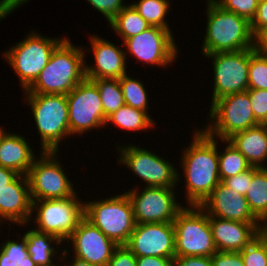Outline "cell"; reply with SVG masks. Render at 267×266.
<instances>
[{"label":"cell","mask_w":267,"mask_h":266,"mask_svg":"<svg viewBox=\"0 0 267 266\" xmlns=\"http://www.w3.org/2000/svg\"><path fill=\"white\" fill-rule=\"evenodd\" d=\"M255 167H267V127L263 124L233 134L227 139Z\"/></svg>","instance_id":"603a6c76"},{"label":"cell","mask_w":267,"mask_h":266,"mask_svg":"<svg viewBox=\"0 0 267 266\" xmlns=\"http://www.w3.org/2000/svg\"><path fill=\"white\" fill-rule=\"evenodd\" d=\"M98 90L104 109L105 119L123 105L125 100L119 79H93Z\"/></svg>","instance_id":"f546056e"},{"label":"cell","mask_w":267,"mask_h":266,"mask_svg":"<svg viewBox=\"0 0 267 266\" xmlns=\"http://www.w3.org/2000/svg\"><path fill=\"white\" fill-rule=\"evenodd\" d=\"M19 175L14 170L0 166V190L12 183Z\"/></svg>","instance_id":"bcb514c9"},{"label":"cell","mask_w":267,"mask_h":266,"mask_svg":"<svg viewBox=\"0 0 267 266\" xmlns=\"http://www.w3.org/2000/svg\"><path fill=\"white\" fill-rule=\"evenodd\" d=\"M39 154L27 173L31 200L65 199L74 196L76 190L65 173L64 166L59 163L58 152L41 151Z\"/></svg>","instance_id":"30bf717a"},{"label":"cell","mask_w":267,"mask_h":266,"mask_svg":"<svg viewBox=\"0 0 267 266\" xmlns=\"http://www.w3.org/2000/svg\"><path fill=\"white\" fill-rule=\"evenodd\" d=\"M0 266H17V262L6 258V254L0 249Z\"/></svg>","instance_id":"7dc6e473"},{"label":"cell","mask_w":267,"mask_h":266,"mask_svg":"<svg viewBox=\"0 0 267 266\" xmlns=\"http://www.w3.org/2000/svg\"><path fill=\"white\" fill-rule=\"evenodd\" d=\"M24 236L26 238L28 255L37 266H56L58 263L56 264L55 262L54 264L53 258L57 256H59L57 259L61 260L62 264H64L63 261H65L69 250L62 248V252L58 254L59 251H57V247H54V243L63 246L62 244H64V242L57 236L49 233H42L35 229H29Z\"/></svg>","instance_id":"cb8c5ba5"},{"label":"cell","mask_w":267,"mask_h":266,"mask_svg":"<svg viewBox=\"0 0 267 266\" xmlns=\"http://www.w3.org/2000/svg\"><path fill=\"white\" fill-rule=\"evenodd\" d=\"M153 120L147 112L125 104L107 117L105 127L111 123L122 130L140 132V130L154 128L155 122Z\"/></svg>","instance_id":"484cf974"},{"label":"cell","mask_w":267,"mask_h":266,"mask_svg":"<svg viewBox=\"0 0 267 266\" xmlns=\"http://www.w3.org/2000/svg\"><path fill=\"white\" fill-rule=\"evenodd\" d=\"M137 266H174V258L167 257H136Z\"/></svg>","instance_id":"7bdbcfd3"},{"label":"cell","mask_w":267,"mask_h":266,"mask_svg":"<svg viewBox=\"0 0 267 266\" xmlns=\"http://www.w3.org/2000/svg\"><path fill=\"white\" fill-rule=\"evenodd\" d=\"M29 0H0V21Z\"/></svg>","instance_id":"f6af8a7d"},{"label":"cell","mask_w":267,"mask_h":266,"mask_svg":"<svg viewBox=\"0 0 267 266\" xmlns=\"http://www.w3.org/2000/svg\"><path fill=\"white\" fill-rule=\"evenodd\" d=\"M204 56L212 59L214 70L212 103L226 95L248 90L250 49Z\"/></svg>","instance_id":"5bb4252c"},{"label":"cell","mask_w":267,"mask_h":266,"mask_svg":"<svg viewBox=\"0 0 267 266\" xmlns=\"http://www.w3.org/2000/svg\"><path fill=\"white\" fill-rule=\"evenodd\" d=\"M253 35L260 29L267 26V0H259V4L250 22Z\"/></svg>","instance_id":"60d3db41"},{"label":"cell","mask_w":267,"mask_h":266,"mask_svg":"<svg viewBox=\"0 0 267 266\" xmlns=\"http://www.w3.org/2000/svg\"><path fill=\"white\" fill-rule=\"evenodd\" d=\"M267 127V118L261 123Z\"/></svg>","instance_id":"f5cc1de1"},{"label":"cell","mask_w":267,"mask_h":266,"mask_svg":"<svg viewBox=\"0 0 267 266\" xmlns=\"http://www.w3.org/2000/svg\"><path fill=\"white\" fill-rule=\"evenodd\" d=\"M173 222L136 224L125 245L136 257L175 258Z\"/></svg>","instance_id":"2e32d148"},{"label":"cell","mask_w":267,"mask_h":266,"mask_svg":"<svg viewBox=\"0 0 267 266\" xmlns=\"http://www.w3.org/2000/svg\"><path fill=\"white\" fill-rule=\"evenodd\" d=\"M248 89L267 90V55L250 48Z\"/></svg>","instance_id":"1f68e13d"},{"label":"cell","mask_w":267,"mask_h":266,"mask_svg":"<svg viewBox=\"0 0 267 266\" xmlns=\"http://www.w3.org/2000/svg\"><path fill=\"white\" fill-rule=\"evenodd\" d=\"M172 33L168 29L151 26L140 34L125 39L121 47L126 46L125 54L134 56L136 61H143L144 65L167 67L179 57Z\"/></svg>","instance_id":"9a60e30c"},{"label":"cell","mask_w":267,"mask_h":266,"mask_svg":"<svg viewBox=\"0 0 267 266\" xmlns=\"http://www.w3.org/2000/svg\"><path fill=\"white\" fill-rule=\"evenodd\" d=\"M32 200L27 175H19L0 190V224L4 221L18 226L31 223ZM4 220V221H3ZM28 224V225H27Z\"/></svg>","instance_id":"ffe728a7"},{"label":"cell","mask_w":267,"mask_h":266,"mask_svg":"<svg viewBox=\"0 0 267 266\" xmlns=\"http://www.w3.org/2000/svg\"><path fill=\"white\" fill-rule=\"evenodd\" d=\"M90 51L76 47L65 38L52 52L48 64L36 80L25 90V94L67 95L85 78V54Z\"/></svg>","instance_id":"7a4b0ae2"},{"label":"cell","mask_w":267,"mask_h":266,"mask_svg":"<svg viewBox=\"0 0 267 266\" xmlns=\"http://www.w3.org/2000/svg\"><path fill=\"white\" fill-rule=\"evenodd\" d=\"M245 266H267V257L263 244L255 238L240 251Z\"/></svg>","instance_id":"836d02e7"},{"label":"cell","mask_w":267,"mask_h":266,"mask_svg":"<svg viewBox=\"0 0 267 266\" xmlns=\"http://www.w3.org/2000/svg\"><path fill=\"white\" fill-rule=\"evenodd\" d=\"M0 249L6 254V258L12 259L17 264L28 255L26 238L23 235L20 240H6L3 244H0Z\"/></svg>","instance_id":"d590c367"},{"label":"cell","mask_w":267,"mask_h":266,"mask_svg":"<svg viewBox=\"0 0 267 266\" xmlns=\"http://www.w3.org/2000/svg\"><path fill=\"white\" fill-rule=\"evenodd\" d=\"M22 134L0 131V166L27 175L35 160V153Z\"/></svg>","instance_id":"7402d4cb"},{"label":"cell","mask_w":267,"mask_h":266,"mask_svg":"<svg viewBox=\"0 0 267 266\" xmlns=\"http://www.w3.org/2000/svg\"><path fill=\"white\" fill-rule=\"evenodd\" d=\"M200 207L208 216L245 223H260L249 208L244 195L220 182Z\"/></svg>","instance_id":"d6986e66"},{"label":"cell","mask_w":267,"mask_h":266,"mask_svg":"<svg viewBox=\"0 0 267 266\" xmlns=\"http://www.w3.org/2000/svg\"><path fill=\"white\" fill-rule=\"evenodd\" d=\"M206 5L202 55L253 48V33L247 19L223 9L214 0H207Z\"/></svg>","instance_id":"3957f363"},{"label":"cell","mask_w":267,"mask_h":266,"mask_svg":"<svg viewBox=\"0 0 267 266\" xmlns=\"http://www.w3.org/2000/svg\"><path fill=\"white\" fill-rule=\"evenodd\" d=\"M260 229L267 231V215L260 221Z\"/></svg>","instance_id":"816d5d0a"},{"label":"cell","mask_w":267,"mask_h":266,"mask_svg":"<svg viewBox=\"0 0 267 266\" xmlns=\"http://www.w3.org/2000/svg\"><path fill=\"white\" fill-rule=\"evenodd\" d=\"M251 182H252V167L242 173L228 177L222 181V183L229 189H233L235 192L244 196L247 194V190Z\"/></svg>","instance_id":"74e56055"},{"label":"cell","mask_w":267,"mask_h":266,"mask_svg":"<svg viewBox=\"0 0 267 266\" xmlns=\"http://www.w3.org/2000/svg\"><path fill=\"white\" fill-rule=\"evenodd\" d=\"M220 7L227 11L252 21L255 16L259 0H214Z\"/></svg>","instance_id":"d6a6232c"},{"label":"cell","mask_w":267,"mask_h":266,"mask_svg":"<svg viewBox=\"0 0 267 266\" xmlns=\"http://www.w3.org/2000/svg\"><path fill=\"white\" fill-rule=\"evenodd\" d=\"M212 266H245L240 252L217 251L211 257Z\"/></svg>","instance_id":"ab89813d"},{"label":"cell","mask_w":267,"mask_h":266,"mask_svg":"<svg viewBox=\"0 0 267 266\" xmlns=\"http://www.w3.org/2000/svg\"><path fill=\"white\" fill-rule=\"evenodd\" d=\"M174 266H212L211 257L184 256L175 257Z\"/></svg>","instance_id":"b9f144b4"},{"label":"cell","mask_w":267,"mask_h":266,"mask_svg":"<svg viewBox=\"0 0 267 266\" xmlns=\"http://www.w3.org/2000/svg\"><path fill=\"white\" fill-rule=\"evenodd\" d=\"M215 248L220 252H240L255 238L260 223H245L209 216Z\"/></svg>","instance_id":"44dd1931"},{"label":"cell","mask_w":267,"mask_h":266,"mask_svg":"<svg viewBox=\"0 0 267 266\" xmlns=\"http://www.w3.org/2000/svg\"><path fill=\"white\" fill-rule=\"evenodd\" d=\"M64 39L65 37L50 38L30 31L22 41L3 51V56L18 76L23 91L36 80L48 64L52 52Z\"/></svg>","instance_id":"8992f818"},{"label":"cell","mask_w":267,"mask_h":266,"mask_svg":"<svg viewBox=\"0 0 267 266\" xmlns=\"http://www.w3.org/2000/svg\"><path fill=\"white\" fill-rule=\"evenodd\" d=\"M70 135L105 127L104 109L96 84L85 78L67 95Z\"/></svg>","instance_id":"7c38bea8"},{"label":"cell","mask_w":267,"mask_h":266,"mask_svg":"<svg viewBox=\"0 0 267 266\" xmlns=\"http://www.w3.org/2000/svg\"><path fill=\"white\" fill-rule=\"evenodd\" d=\"M71 259H73V260L70 261V263L69 262L66 263L64 266H95V265H92V264H90V263H88L86 261H83L81 259H78V258H76L74 256H72Z\"/></svg>","instance_id":"681fc988"},{"label":"cell","mask_w":267,"mask_h":266,"mask_svg":"<svg viewBox=\"0 0 267 266\" xmlns=\"http://www.w3.org/2000/svg\"><path fill=\"white\" fill-rule=\"evenodd\" d=\"M253 49L258 53L267 55V26L260 28L253 35Z\"/></svg>","instance_id":"ee69618b"},{"label":"cell","mask_w":267,"mask_h":266,"mask_svg":"<svg viewBox=\"0 0 267 266\" xmlns=\"http://www.w3.org/2000/svg\"><path fill=\"white\" fill-rule=\"evenodd\" d=\"M41 138V151L59 152L61 140L71 136L68 102L63 94H25Z\"/></svg>","instance_id":"277c9868"},{"label":"cell","mask_w":267,"mask_h":266,"mask_svg":"<svg viewBox=\"0 0 267 266\" xmlns=\"http://www.w3.org/2000/svg\"><path fill=\"white\" fill-rule=\"evenodd\" d=\"M118 163L131 169L146 187L176 188L180 182L177 168L167 159L137 145H118Z\"/></svg>","instance_id":"8fae6325"},{"label":"cell","mask_w":267,"mask_h":266,"mask_svg":"<svg viewBox=\"0 0 267 266\" xmlns=\"http://www.w3.org/2000/svg\"><path fill=\"white\" fill-rule=\"evenodd\" d=\"M89 5L93 6L95 10L101 12L108 23L119 14V12L126 6L123 0H86ZM124 3V4H123Z\"/></svg>","instance_id":"e575fe53"},{"label":"cell","mask_w":267,"mask_h":266,"mask_svg":"<svg viewBox=\"0 0 267 266\" xmlns=\"http://www.w3.org/2000/svg\"><path fill=\"white\" fill-rule=\"evenodd\" d=\"M84 217L118 246L128 243L136 225L126 191L106 199L84 202Z\"/></svg>","instance_id":"5b68a950"},{"label":"cell","mask_w":267,"mask_h":266,"mask_svg":"<svg viewBox=\"0 0 267 266\" xmlns=\"http://www.w3.org/2000/svg\"><path fill=\"white\" fill-rule=\"evenodd\" d=\"M132 5L150 26L172 31L165 20L171 5L169 0H139Z\"/></svg>","instance_id":"f1b7e54d"},{"label":"cell","mask_w":267,"mask_h":266,"mask_svg":"<svg viewBox=\"0 0 267 266\" xmlns=\"http://www.w3.org/2000/svg\"><path fill=\"white\" fill-rule=\"evenodd\" d=\"M67 243L73 245L72 256L95 266H108L114 250L118 247L85 217L69 236Z\"/></svg>","instance_id":"e0dca14e"},{"label":"cell","mask_w":267,"mask_h":266,"mask_svg":"<svg viewBox=\"0 0 267 266\" xmlns=\"http://www.w3.org/2000/svg\"><path fill=\"white\" fill-rule=\"evenodd\" d=\"M192 139L190 145L182 150L181 176L185 178L186 204L200 206L221 182L217 147L219 141L208 136L201 128L194 131Z\"/></svg>","instance_id":"6da1fadb"},{"label":"cell","mask_w":267,"mask_h":266,"mask_svg":"<svg viewBox=\"0 0 267 266\" xmlns=\"http://www.w3.org/2000/svg\"><path fill=\"white\" fill-rule=\"evenodd\" d=\"M209 124L202 129L208 136L227 140L233 134L261 124L254 116L248 91L229 94L211 103Z\"/></svg>","instance_id":"52a82bcc"},{"label":"cell","mask_w":267,"mask_h":266,"mask_svg":"<svg viewBox=\"0 0 267 266\" xmlns=\"http://www.w3.org/2000/svg\"><path fill=\"white\" fill-rule=\"evenodd\" d=\"M255 118L262 123L267 118V90L248 89Z\"/></svg>","instance_id":"8d00e7d4"},{"label":"cell","mask_w":267,"mask_h":266,"mask_svg":"<svg viewBox=\"0 0 267 266\" xmlns=\"http://www.w3.org/2000/svg\"><path fill=\"white\" fill-rule=\"evenodd\" d=\"M108 25L111 26V29H113L116 35H119L120 39L122 38L123 41L151 27L131 3L126 4Z\"/></svg>","instance_id":"4316f807"},{"label":"cell","mask_w":267,"mask_h":266,"mask_svg":"<svg viewBox=\"0 0 267 266\" xmlns=\"http://www.w3.org/2000/svg\"><path fill=\"white\" fill-rule=\"evenodd\" d=\"M108 266H137L136 256L125 245H120L114 250Z\"/></svg>","instance_id":"f35d334b"},{"label":"cell","mask_w":267,"mask_h":266,"mask_svg":"<svg viewBox=\"0 0 267 266\" xmlns=\"http://www.w3.org/2000/svg\"><path fill=\"white\" fill-rule=\"evenodd\" d=\"M141 189L139 191L133 186L126 192L132 203L136 224L173 222L184 208L176 201L175 188L144 186Z\"/></svg>","instance_id":"4fadbf2b"},{"label":"cell","mask_w":267,"mask_h":266,"mask_svg":"<svg viewBox=\"0 0 267 266\" xmlns=\"http://www.w3.org/2000/svg\"><path fill=\"white\" fill-rule=\"evenodd\" d=\"M31 212H36L35 217L31 215L36 231L52 234L65 242L84 217V203L76 193L65 199L32 201Z\"/></svg>","instance_id":"9c48e42d"},{"label":"cell","mask_w":267,"mask_h":266,"mask_svg":"<svg viewBox=\"0 0 267 266\" xmlns=\"http://www.w3.org/2000/svg\"><path fill=\"white\" fill-rule=\"evenodd\" d=\"M256 238L263 244L267 257V231L259 229Z\"/></svg>","instance_id":"c3c4849f"},{"label":"cell","mask_w":267,"mask_h":266,"mask_svg":"<svg viewBox=\"0 0 267 266\" xmlns=\"http://www.w3.org/2000/svg\"><path fill=\"white\" fill-rule=\"evenodd\" d=\"M128 74L119 78L125 104L148 113L149 100L144 83Z\"/></svg>","instance_id":"4dcf8cb0"},{"label":"cell","mask_w":267,"mask_h":266,"mask_svg":"<svg viewBox=\"0 0 267 266\" xmlns=\"http://www.w3.org/2000/svg\"><path fill=\"white\" fill-rule=\"evenodd\" d=\"M89 39L95 64H85L87 79H119L127 74L126 60L129 58L124 49L96 34L89 36Z\"/></svg>","instance_id":"ac0fdd59"},{"label":"cell","mask_w":267,"mask_h":266,"mask_svg":"<svg viewBox=\"0 0 267 266\" xmlns=\"http://www.w3.org/2000/svg\"><path fill=\"white\" fill-rule=\"evenodd\" d=\"M17 266H37L33 260L30 258L29 255H27L23 261L20 262V264H17Z\"/></svg>","instance_id":"f907efd6"},{"label":"cell","mask_w":267,"mask_h":266,"mask_svg":"<svg viewBox=\"0 0 267 266\" xmlns=\"http://www.w3.org/2000/svg\"><path fill=\"white\" fill-rule=\"evenodd\" d=\"M175 229V257L206 256L216 252L209 216L196 205H186L173 221Z\"/></svg>","instance_id":"ba28073f"},{"label":"cell","mask_w":267,"mask_h":266,"mask_svg":"<svg viewBox=\"0 0 267 266\" xmlns=\"http://www.w3.org/2000/svg\"><path fill=\"white\" fill-rule=\"evenodd\" d=\"M222 142L228 145L222 150L223 152L218 150L219 177L221 182L252 167L247 159L229 141L222 140Z\"/></svg>","instance_id":"83f0119b"},{"label":"cell","mask_w":267,"mask_h":266,"mask_svg":"<svg viewBox=\"0 0 267 266\" xmlns=\"http://www.w3.org/2000/svg\"><path fill=\"white\" fill-rule=\"evenodd\" d=\"M245 198L254 216L261 221L267 215V167L252 166V182Z\"/></svg>","instance_id":"d4e9b609"}]
</instances>
